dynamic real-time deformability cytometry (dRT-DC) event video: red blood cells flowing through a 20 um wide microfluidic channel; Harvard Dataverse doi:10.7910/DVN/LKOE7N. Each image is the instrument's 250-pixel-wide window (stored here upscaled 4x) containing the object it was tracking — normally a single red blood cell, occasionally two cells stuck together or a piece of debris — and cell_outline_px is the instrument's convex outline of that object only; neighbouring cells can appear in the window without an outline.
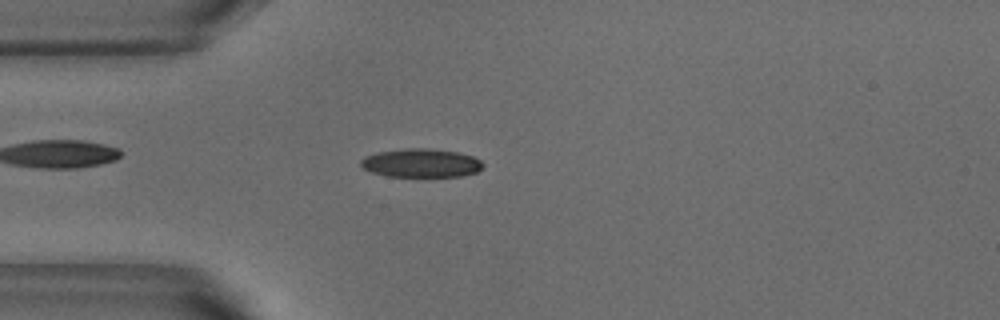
{"species": "common noctule bat (a hibernating species)", "species_latin": "Nyctalus noctula", "temperature_condition": "warm", "stored_images_in_passage": 50, "camera_frame_rate_fps": 3000, "um_per_image_px": 0.085, "animal": {"sex": "male", "body_mass_g": 18.8}, "frame": {"image": 1, "passage_image": 11, "time_ms": 3.333, "image_size_px": [1000, 320], "cell_outline_px": [[484, 164], [476, 172], [460, 176], [388, 176], [372, 172], [364, 168], [360, 164], [360, 160], [364, 156], [376, 152], [404, 148], [428, 148], [460, 152], [472, 156], [480, 160]], "centroid_in_image_um": [35.77, 13.84], "position_along_channel_um": 49.2, "area_um2": 20.35}}
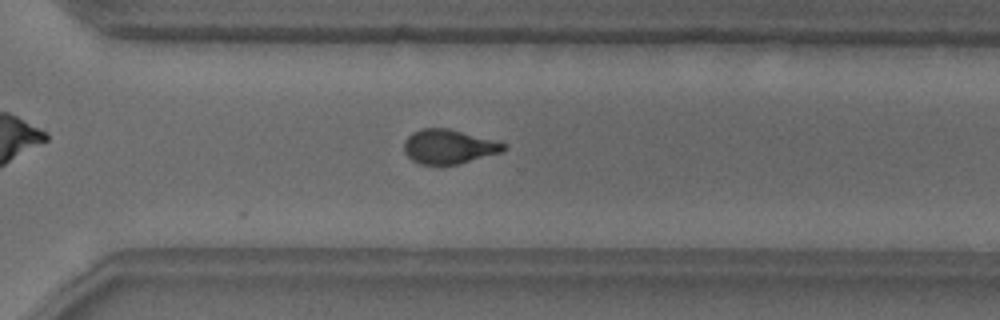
{"frame": {"image": 2, "passage_image": 34, "time_ms": 11.0, "image_size_px": [1000, 320], "cell_outline_px": [[508, 148], [500, 152], [456, 164], [420, 164], [412, 160], [404, 152], [404, 140], [412, 132], [420, 128], [448, 128], [508, 144]], "centroid_in_image_um": [38.11, 12.45], "position_along_channel_um": 332.5, "area_um2": 19.71}}
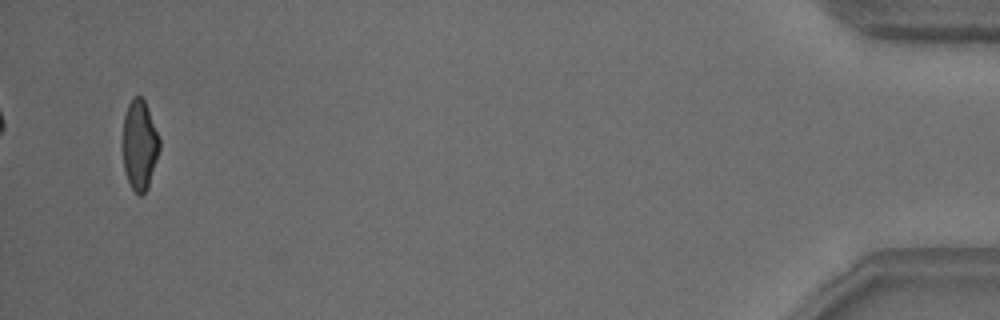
{"frame": {"image": 3, "passage_image": 48, "time_ms": 15.667, "image_size_px": [1000, 320], "cell_outline_px": [[160, 148], [148, 188], [140, 196], [132, 188], [128, 180], [124, 168], [120, 148], [120, 144], [124, 116], [128, 104], [132, 96], [140, 96], [144, 100], [148, 108], [160, 140]], "centroid_in_image_um": [11.82, 12.3], "position_along_channel_um": 423.4, "area_um2": 19.71}, "authors_computed_cell_mechanics": {"area_um2": 20.3745, "velocity_mm_per_s": 3.8014, "shape_relaxation_time_tau1_ms": 3.3406, "shape_relaxation_time_tau2_ms": 1.6688, "deformation_change_tau1": 0.151, "deformation_change_tau2": 0.0622}}